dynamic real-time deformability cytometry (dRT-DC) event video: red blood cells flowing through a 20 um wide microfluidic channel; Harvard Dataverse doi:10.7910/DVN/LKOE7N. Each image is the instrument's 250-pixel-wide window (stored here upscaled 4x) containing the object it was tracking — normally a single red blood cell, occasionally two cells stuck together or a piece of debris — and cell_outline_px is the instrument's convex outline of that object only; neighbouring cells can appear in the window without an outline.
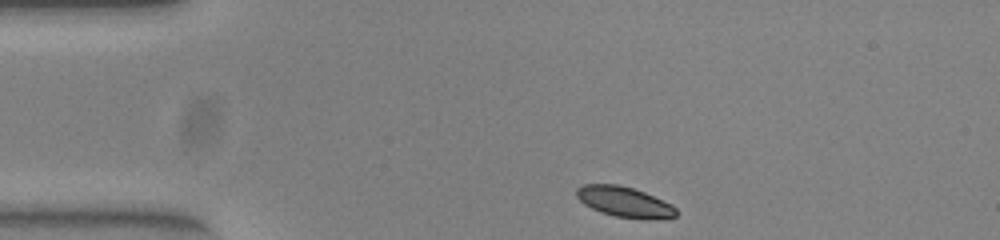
{"species": "common noctule bat (a hibernating species)", "species_latin": "Nyctalus noctula", "temperature_condition": "warm", "stored_images_in_passage": 43, "camera_frame_rate_fps": 3000, "um_per_image_px": 0.085, "animal": {"sex": "female", "body_mass_g": 23.0, "forearm_length_mm": 53.4}, "frame": {"image": 1, "passage_image": 1, "time_ms": 0.0, "image_size_px": [1000, 240], "cell_outline_px": [[676, 216], [648, 220], [616, 216], [600, 212], [584, 204], [576, 196], [576, 188], [584, 184], [616, 184], [632, 188], [644, 192], [672, 204], [676, 208]], "centroid_in_image_um": [53.07, 17.16], "position_along_channel_um": 31.9, "area_um2": 17.57}}
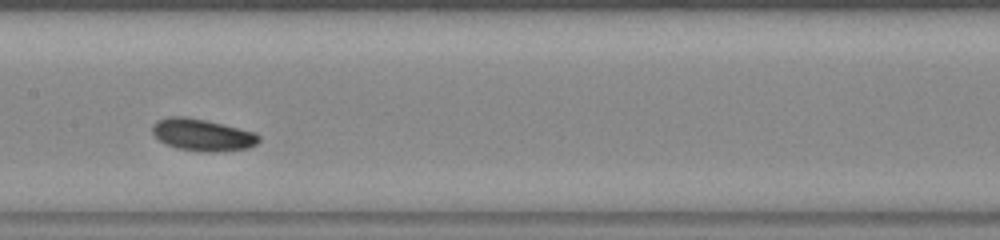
{"frame": {"image": 2, "passage_image": 17, "time_ms": 5.333, "image_size_px": [1000, 240], "cell_outline_px": [[260, 140], [256, 144], [248, 148], [216, 152], [204, 152], [176, 148], [164, 144], [152, 132], [152, 124], [156, 120], [168, 116], [184, 116], [204, 120], [256, 132], [260, 136]], "centroid_in_image_um": [17.19, 11.47], "position_along_channel_um": 190.2, "area_um2": 19.94}}
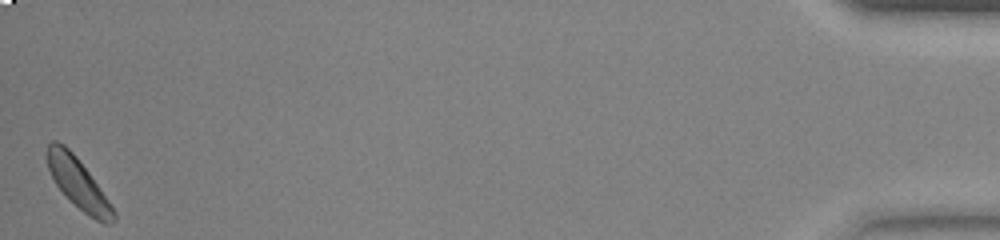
{"frame": {"image": 3, "passage_image": 43, "time_ms": 14.0, "image_size_px": [1000, 240], "cell_outline_px": [[116, 220], [112, 224], [104, 224], [96, 220], [84, 212], [56, 184], [48, 168], [48, 144], [52, 140], [56, 140], [64, 144], [76, 156], [88, 172], [108, 200], [116, 212]], "centroid_in_image_um": [6.68, 15.59], "position_along_channel_um": 428.5, "area_um2": 18.79}}